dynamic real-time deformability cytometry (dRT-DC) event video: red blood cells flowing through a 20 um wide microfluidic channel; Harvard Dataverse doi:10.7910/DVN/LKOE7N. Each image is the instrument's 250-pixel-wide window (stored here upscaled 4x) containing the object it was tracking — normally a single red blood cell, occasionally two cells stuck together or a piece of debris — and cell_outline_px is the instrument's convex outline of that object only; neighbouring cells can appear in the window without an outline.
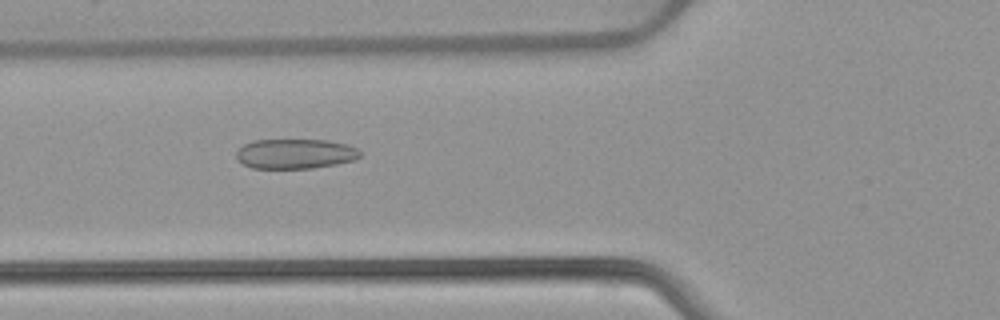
{"species": "common noctule bat (a hibernating species)", "species_latin": "Nyctalus noctula", "temperature_condition": "warm", "stored_images_in_passage": 52, "camera_frame_rate_fps": 3000, "um_per_image_px": 0.085, "animal": {"sex": "female", "body_mass_g": 22.7, "forearm_length_mm": 54.2}, "frame": {"image": 1, "passage_image": 19, "time_ms": 6.0, "image_size_px": [1000, 320], "cell_outline_px": [[360, 156], [356, 160], [336, 164], [312, 168], [252, 168], [236, 160], [236, 152], [244, 144], [252, 140], [328, 140], [348, 144], [356, 148], [360, 152]], "centroid_in_image_um": [25.09, 13.07], "position_along_channel_um": 100.7, "area_um2": 21.62}}
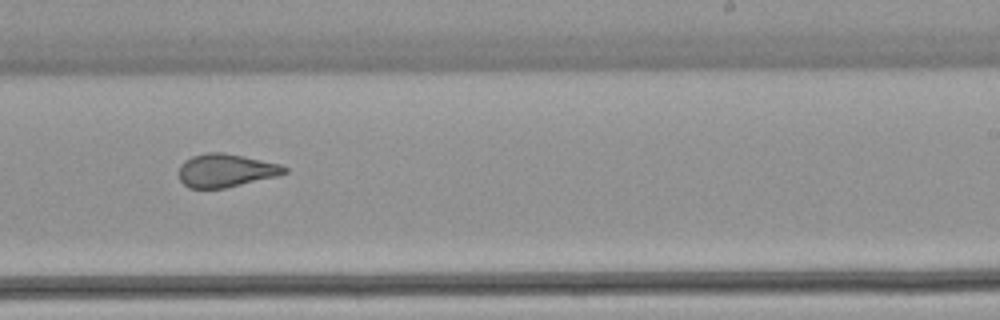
{"frame": {"image": 2, "passage_image": 32, "time_ms": 10.333, "image_size_px": [1000, 320], "cell_outline_px": [[288, 172], [276, 176], [224, 188], [188, 188], [180, 180], [180, 164], [184, 160], [192, 156], [208, 152], [224, 152], [244, 156], [280, 164], [288, 168]], "centroid_in_image_um": [19.18, 14.48], "position_along_channel_um": 269.8, "area_um2": 20.35}}
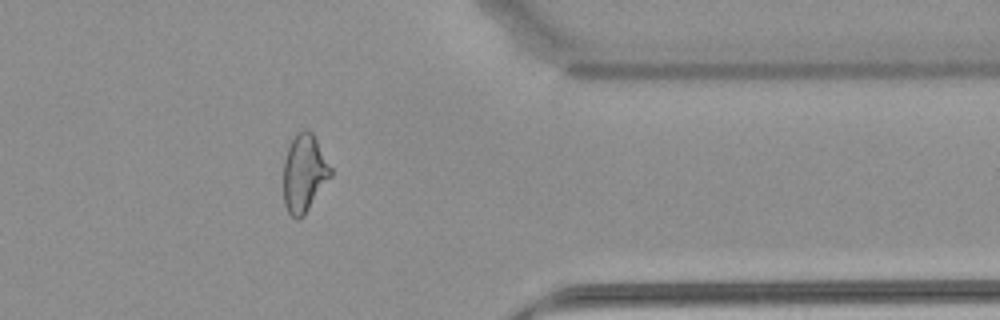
{"frame": {"image": 3, "passage_image": 42, "time_ms": 13.667, "image_size_px": [1000, 320], "cell_outline_px": [[332, 176], [304, 216], [300, 220], [296, 220], [288, 212], [284, 204], [284, 160], [292, 136], [296, 132], [304, 128], [312, 132], [332, 168]], "centroid_in_image_um": [25.86, 14.73], "position_along_channel_um": 385.5, "area_um2": 21.68}, "authors_computed_cell_mechanics": {"area_um2": 22.7443, "velocity_mm_per_s": 3.9081, "shape_relaxation_time_tau1_ms": null, "shape_relaxation_time_tau2_ms": 1.4671, "deformation_change_tau1": null, "deformation_change_tau2": 0.0959}}